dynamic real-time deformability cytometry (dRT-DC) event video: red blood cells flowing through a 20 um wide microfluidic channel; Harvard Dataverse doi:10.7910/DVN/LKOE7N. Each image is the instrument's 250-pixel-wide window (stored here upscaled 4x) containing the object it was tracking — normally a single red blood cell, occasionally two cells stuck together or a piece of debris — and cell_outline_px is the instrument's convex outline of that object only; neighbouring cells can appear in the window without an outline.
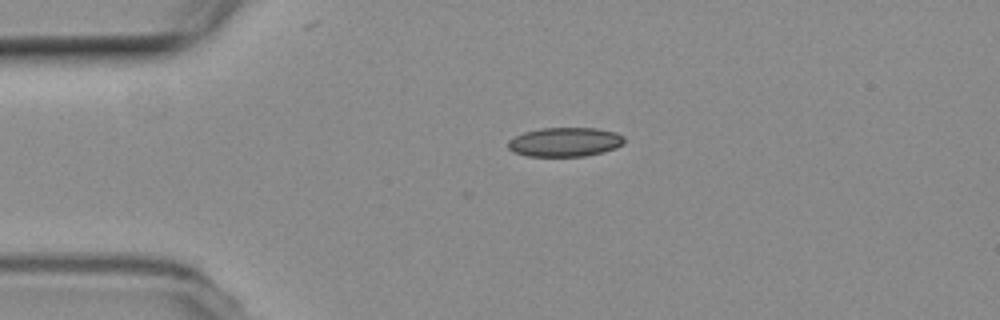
{"species": "common noctule bat (a hibernating species)", "species_latin": "Nyctalus noctula", "temperature_condition": "room temperature", "stored_images_in_passage": 43, "camera_frame_rate_fps": 3000, "um_per_image_px": 0.085, "animal": {"sex": "female", "body_mass_g": 19.3, "forearm_length_mm": 54.1}, "frame": {"image": 1, "passage_image": 1, "time_ms": 0.0, "image_size_px": [1000, 320], "cell_outline_px": [[624, 144], [616, 148], [604, 152], [584, 156], [528, 156], [512, 152], [508, 148], [508, 140], [524, 132], [540, 128], [596, 128], [616, 132], [624, 136]], "centroid_in_image_um": [48.03, 12.07], "position_along_channel_um": 37.0, "area_um2": 19.88}}
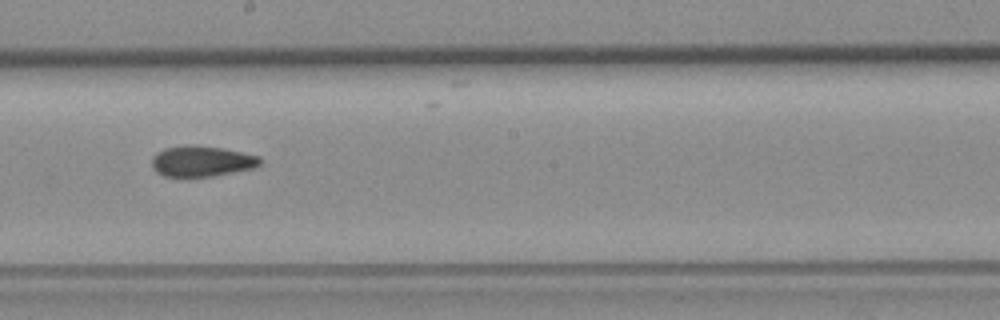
{"frame": {"image": 2, "passage_image": 19, "time_ms": 6.0, "image_size_px": [1000, 320], "cell_outline_px": [[260, 164], [252, 168], [212, 176], [180, 180], [164, 176], [156, 172], [152, 168], [152, 156], [156, 152], [168, 148], [188, 144], [196, 144], [220, 148], [260, 156]], "centroid_in_image_um": [17.05, 13.74], "position_along_channel_um": 231.2, "area_um2": 19.88}}
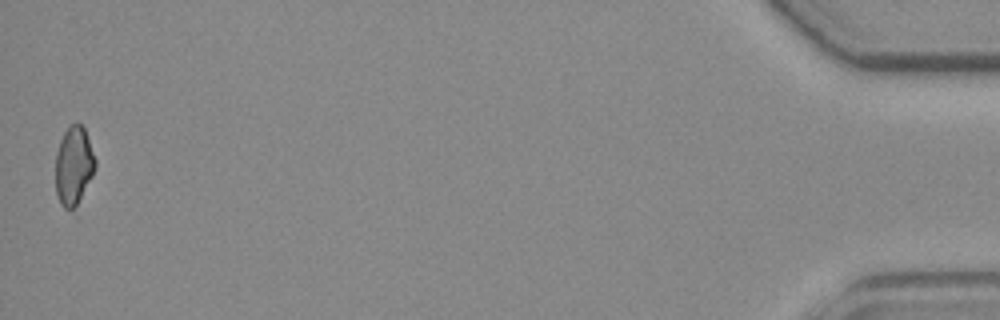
{"frame": {"image": 3, "passage_image": 43, "time_ms": 14.0, "image_size_px": [1000, 320], "cell_outline_px": [[96, 164], [92, 176], [76, 216], [64, 208], [60, 204], [56, 192], [56, 152], [60, 140], [64, 132], [72, 124], [80, 124], [84, 128], [96, 160]], "centroid_in_image_um": [6.27, 14.25], "position_along_channel_um": 428.9, "area_um2": 18.79}, "authors_computed_cell_mechanics": {"area_um2": 19.5364, "velocity_mm_per_s": 3.7546, "shape_relaxation_time_tau1_ms": null, "shape_relaxation_time_tau2_ms": 2.6552, "deformation_change_tau1": null, "deformation_change_tau2": 0.0794}}